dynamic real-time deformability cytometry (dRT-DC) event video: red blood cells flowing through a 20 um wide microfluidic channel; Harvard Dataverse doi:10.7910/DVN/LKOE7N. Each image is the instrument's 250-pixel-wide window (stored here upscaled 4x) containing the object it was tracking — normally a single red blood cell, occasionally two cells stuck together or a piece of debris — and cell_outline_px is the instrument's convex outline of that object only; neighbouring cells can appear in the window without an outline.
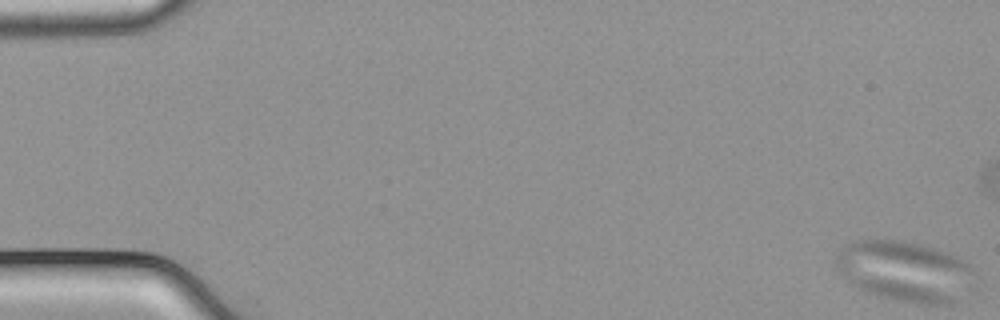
{"species": "common noctule bat (a hibernating species)", "species_latin": "Nyctalus noctula", "temperature_condition": "cold", "stored_images_in_passage": 57, "camera_frame_rate_fps": 3000, "um_per_image_px": 0.085, "animal": {"sex": "male", "body_mass_g": 21.5, "forearm_length_mm": 52.0}, "frame": {"image": 1, "passage_image": 1, "time_ms": 0.0, "image_size_px": [1000, 320], "cell_outline_px": [[980, 284], [976, 288], [952, 304], [924, 304], [896, 300], [880, 296], [868, 292], [852, 284], [836, 268], [836, 256], [840, 248], [844, 244], [856, 240], [900, 240], [920, 244], [948, 252], [972, 264], [976, 272]], "centroid_in_image_um": [77.06, 23.06], "position_along_channel_um": 7.9, "area_um2": 50.0}}